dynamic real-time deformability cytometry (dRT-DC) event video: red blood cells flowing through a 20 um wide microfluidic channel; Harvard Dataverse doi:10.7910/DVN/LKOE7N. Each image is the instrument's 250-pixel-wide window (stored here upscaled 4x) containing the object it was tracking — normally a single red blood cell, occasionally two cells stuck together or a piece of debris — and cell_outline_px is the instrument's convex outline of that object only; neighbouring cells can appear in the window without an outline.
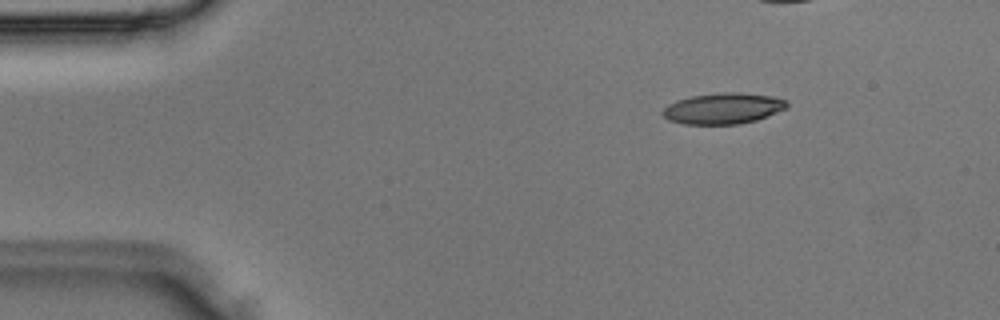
{"species": "Egyptian fruit bat (a non-hibernating species)", "species_latin": "Rousettus aegyptiacus", "temperature_condition": "room temperature", "stored_images_in_passage": 4, "camera_frame_rate_fps": 3000, "um_per_image_px": 0.085, "animal": {"sex": "male"}, "frame": {"image": 1, "passage_image": 1, "time_ms": 0.0, "image_size_px": [1000, 320], "cell_outline_px": [[788, 108], [756, 120], [740, 124], [684, 124], [668, 120], [660, 112], [668, 104], [676, 100], [692, 96], [724, 92], [736, 92], [772, 96], [784, 100], [788, 104]], "centroid_in_image_um": [61.44, 9.22], "position_along_channel_um": 23.6, "area_um2": 22.37}}